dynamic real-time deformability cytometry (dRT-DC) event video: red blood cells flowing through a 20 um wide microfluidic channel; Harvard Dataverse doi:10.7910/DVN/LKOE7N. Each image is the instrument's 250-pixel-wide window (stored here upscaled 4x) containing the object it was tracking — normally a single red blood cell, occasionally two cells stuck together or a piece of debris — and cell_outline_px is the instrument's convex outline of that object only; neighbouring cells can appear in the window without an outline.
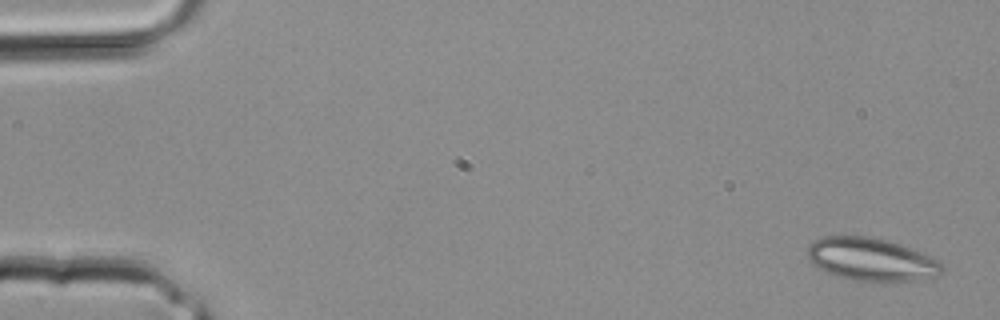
{"species": "common noctule bat (a hibernating species)", "species_latin": "Nyctalus noctula", "temperature_condition": "room temperature", "stored_images_in_passage": 3, "camera_frame_rate_fps": 3000, "um_per_image_px": 0.085, "animal": {"sex": "male", "body_mass_g": 20.4}, "frame": {"image": 1, "passage_image": 1, "time_ms": 0.0, "image_size_px": [1000, 320], "cell_outline_px": [[944, 272], [936, 276], [916, 280], [884, 284], [852, 280], [836, 276], [820, 268], [808, 260], [808, 248], [816, 240], [824, 236], [868, 236], [900, 244], [940, 260], [944, 264]], "centroid_in_image_um": [74.13, 22.09], "position_along_channel_um": 10.9, "area_um2": 34.1}}